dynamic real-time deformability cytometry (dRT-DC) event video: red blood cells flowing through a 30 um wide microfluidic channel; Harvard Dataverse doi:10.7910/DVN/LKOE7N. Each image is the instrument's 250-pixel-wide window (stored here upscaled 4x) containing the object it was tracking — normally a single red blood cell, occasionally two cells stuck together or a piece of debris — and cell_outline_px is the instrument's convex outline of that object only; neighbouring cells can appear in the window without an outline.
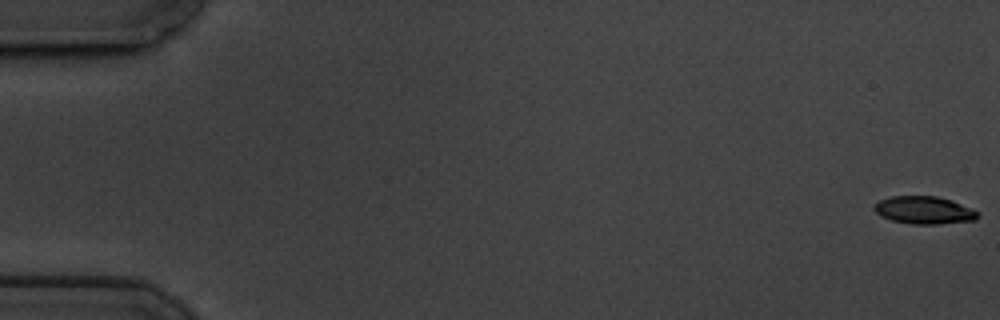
{"species": "common noctule bat (a hibernating species)", "species_latin": "Nyctalus noctula", "temperature_condition": "cold", "stored_images_in_passage": 59, "camera_frame_rate_fps": 3000, "um_per_image_px": 0.085, "animal": {"sex": "male", "body_mass_g": 19.5, "forearm_length_mm": 54.6}, "frame": {"image": 1, "passage_image": 1, "time_ms": 0.0, "image_size_px": [1000, 320], "cell_outline_px": [[980, 216], [976, 220], [936, 224], [912, 224], [892, 220], [880, 216], [872, 208], [880, 200], [892, 196], [936, 196], [952, 200], [972, 208], [980, 212]], "centroid_in_image_um": [78.59, 17.86], "position_along_channel_um": 6.4, "area_um2": 16.76}}
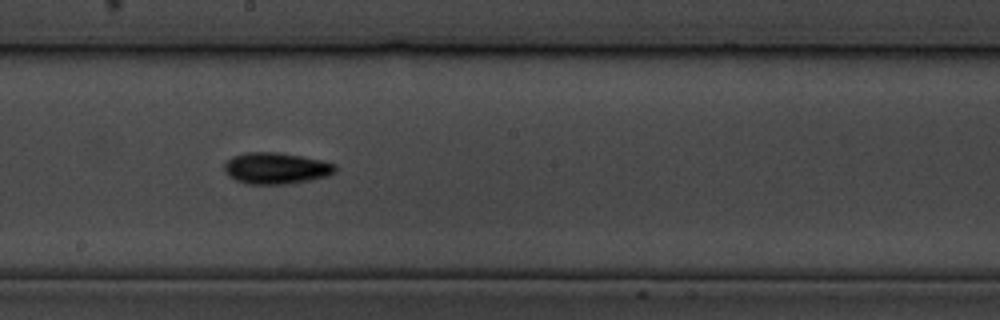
{"frame": {"image": 2, "passage_image": 34, "time_ms": 11.0, "image_size_px": [1000, 320], "cell_outline_px": [[336, 172], [328, 176], [288, 184], [248, 184], [236, 180], [228, 176], [224, 172], [224, 164], [232, 156], [244, 152], [276, 152], [300, 156], [320, 160], [336, 164]], "centroid_in_image_um": [23.44, 14.3], "position_along_channel_um": 224.8, "area_um2": 20.35}}
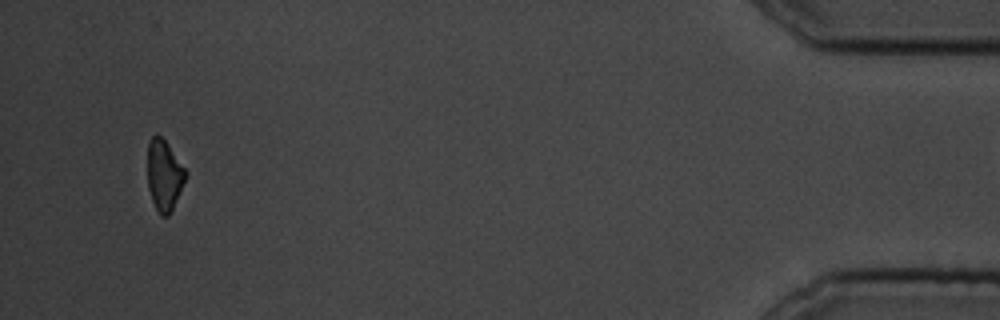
{"frame": {"image": 3, "passage_image": 58, "time_ms": 19.0, "image_size_px": [1000, 320], "cell_outline_px": [[188, 172], [172, 208], [168, 216], [160, 216], [152, 200], [148, 188], [148, 140], [156, 132], [168, 144]], "centroid_in_image_um": [13.94, 14.85], "position_along_channel_um": 421.3, "area_um2": 15.55}}